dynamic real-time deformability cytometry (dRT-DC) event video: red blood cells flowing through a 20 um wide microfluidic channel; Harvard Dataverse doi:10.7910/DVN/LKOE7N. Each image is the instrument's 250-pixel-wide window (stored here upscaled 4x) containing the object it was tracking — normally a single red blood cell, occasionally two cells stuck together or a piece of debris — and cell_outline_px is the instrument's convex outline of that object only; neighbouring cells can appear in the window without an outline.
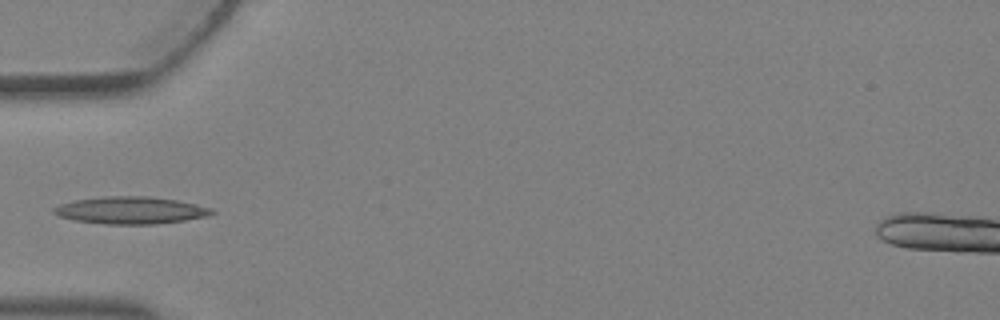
{"species": "Egyptian fruit bat (a non-hibernating species)", "species_latin": "Rousettus aegyptiacus", "temperature_condition": "warm", "stored_images_in_passage": 4, "camera_frame_rate_fps": 3000, "um_per_image_px": 0.085, "animal": {"sex": "female"}, "frame": {"image": 1, "passage_image": 4, "time_ms": 1.0, "image_size_px": [1000, 320], "cell_outline_px": [[216, 212], [208, 216], [184, 220], [156, 224], [104, 224], [72, 220], [60, 216], [52, 212], [52, 208], [60, 204], [72, 200], [104, 196], [148, 196], [176, 200], [196, 204], [212, 208]], "centroid_in_image_um": [11.08, 17.87], "position_along_channel_um": 73.9, "area_um2": 25.2}}